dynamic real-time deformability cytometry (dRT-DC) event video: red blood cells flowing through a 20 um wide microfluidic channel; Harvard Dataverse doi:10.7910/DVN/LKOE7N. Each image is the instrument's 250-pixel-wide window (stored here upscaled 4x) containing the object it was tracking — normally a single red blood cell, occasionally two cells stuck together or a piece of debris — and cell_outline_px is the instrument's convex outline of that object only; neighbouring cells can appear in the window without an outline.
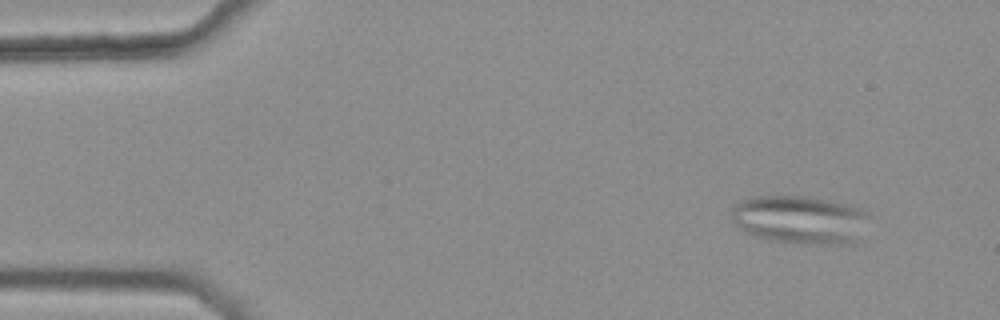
{"species": "common noctule bat (a hibernating species)", "species_latin": "Nyctalus noctula", "temperature_condition": "warm", "stored_images_in_passage": 45, "segment_of_instrument_passage": [1, 2], "camera_frame_rate_fps": 3000, "um_per_image_px": 0.085, "animal": {"sex": "female", "body_mass_g": 25.1}, "frame": {"image": 1, "passage_image": 5, "time_ms": 1.333, "image_size_px": [1000, 320], "cell_outline_px": [[864, 216], [848, 240], [840, 244], [800, 244], [768, 240], [756, 236], [740, 228], [732, 220], [732, 208], [740, 200], [756, 196], [808, 196], [844, 204], [860, 208], [864, 212]], "centroid_in_image_um": [67.76, 18.64], "position_along_channel_um": 17.2, "area_um2": 36.99}}